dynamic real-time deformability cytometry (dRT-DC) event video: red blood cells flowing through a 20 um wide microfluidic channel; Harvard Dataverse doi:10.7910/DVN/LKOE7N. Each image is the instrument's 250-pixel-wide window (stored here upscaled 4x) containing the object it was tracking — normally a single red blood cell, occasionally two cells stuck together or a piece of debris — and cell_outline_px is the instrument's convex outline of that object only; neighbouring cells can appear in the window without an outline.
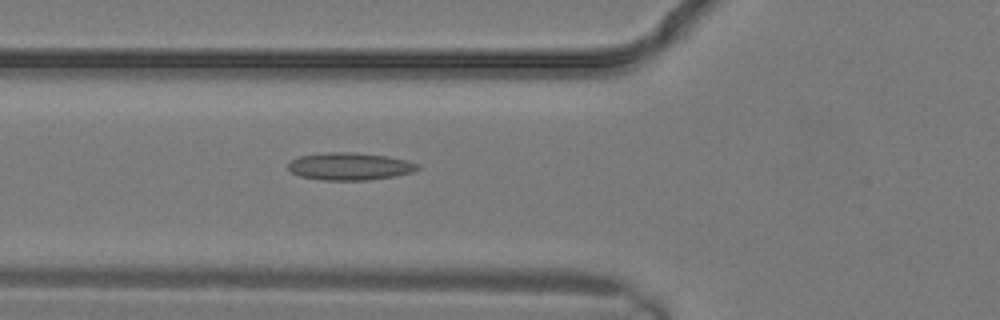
{"species": "common noctule bat (a hibernating species)", "species_latin": "Nyctalus noctula", "temperature_condition": "warm", "stored_images_in_passage": 5, "camera_frame_rate_fps": 3000, "um_per_image_px": 0.085, "animal": {"sex": "male", "body_mass_g": 19.2, "forearm_length_mm": 51.8}, "frame": {"image": 1, "passage_image": 5, "time_ms": 1.333, "image_size_px": [1000, 320], "cell_outline_px": [[420, 168], [412, 172], [396, 176], [368, 180], [320, 180], [300, 176], [292, 172], [288, 168], [288, 164], [292, 160], [300, 156], [328, 152], [356, 152], [384, 156], [404, 160], [420, 164]], "centroid_in_image_um": [29.73, 14.15], "position_along_channel_um": 96.1, "area_um2": 20.63}}